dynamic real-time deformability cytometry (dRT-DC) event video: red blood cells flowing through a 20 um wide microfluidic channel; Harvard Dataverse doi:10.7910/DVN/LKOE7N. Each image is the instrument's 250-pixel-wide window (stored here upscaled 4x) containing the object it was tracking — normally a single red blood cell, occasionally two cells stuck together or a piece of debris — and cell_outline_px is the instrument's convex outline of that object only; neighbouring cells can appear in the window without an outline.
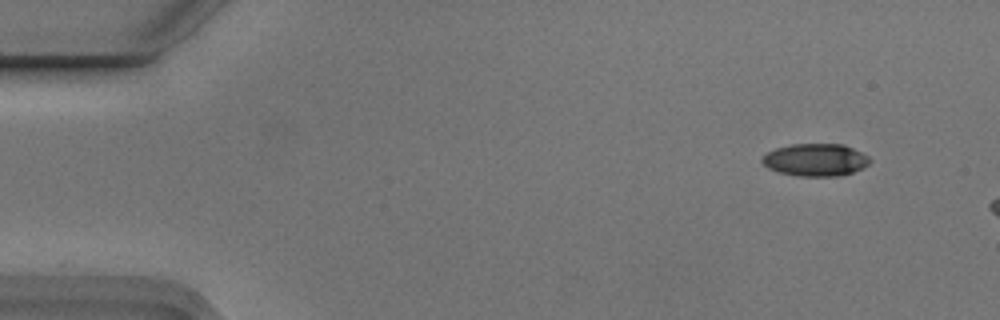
{"species": "Egyptian fruit bat (a non-hibernating species)", "species_latin": "Rousettus aegyptiacus", "temperature_condition": "cold", "stored_images_in_passage": 5, "camera_frame_rate_fps": 3000, "um_per_image_px": 0.085, "animal": {"sex": "male"}, "frame": {"image": 1, "passage_image": 2, "time_ms": 0.333, "image_size_px": [1000, 320], "cell_outline_px": [[872, 160], [864, 168], [852, 172], [836, 176], [800, 176], [780, 172], [768, 168], [760, 160], [760, 156], [776, 148], [792, 144], [844, 144], [868, 156]], "centroid_in_image_um": [69.31, 13.58], "position_along_channel_um": 15.7, "area_um2": 20.35}}